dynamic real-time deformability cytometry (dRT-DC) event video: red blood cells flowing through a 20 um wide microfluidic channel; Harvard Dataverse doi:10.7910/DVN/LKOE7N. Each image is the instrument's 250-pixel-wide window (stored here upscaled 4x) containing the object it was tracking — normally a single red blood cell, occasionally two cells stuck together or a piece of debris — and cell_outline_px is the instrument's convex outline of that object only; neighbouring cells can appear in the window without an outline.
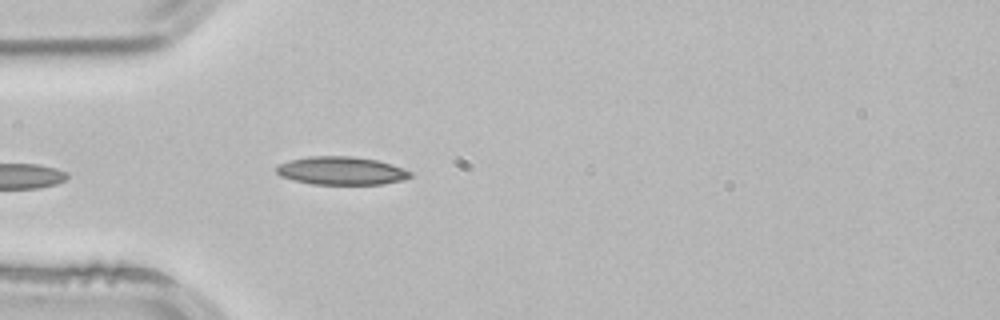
{"species": "common noctule bat (a hibernating species)", "species_latin": "Nyctalus noctula", "temperature_condition": "room temperature", "stored_images_in_passage": 3, "camera_frame_rate_fps": 3000, "um_per_image_px": 0.085, "animal": {"sex": "male", "body_mass_g": 21.5, "forearm_length_mm": 52.0}, "frame": {"image": 1, "passage_image": 3, "time_ms": 0.667, "image_size_px": [1000, 320], "cell_outline_px": [[412, 176], [404, 180], [380, 184], [312, 184], [280, 176], [276, 172], [276, 168], [280, 164], [292, 160], [308, 156], [352, 156], [376, 160], [392, 164], [412, 172]], "centroid_in_image_um": [29.04, 14.51], "position_along_channel_um": 56.0, "area_um2": 21.79}}